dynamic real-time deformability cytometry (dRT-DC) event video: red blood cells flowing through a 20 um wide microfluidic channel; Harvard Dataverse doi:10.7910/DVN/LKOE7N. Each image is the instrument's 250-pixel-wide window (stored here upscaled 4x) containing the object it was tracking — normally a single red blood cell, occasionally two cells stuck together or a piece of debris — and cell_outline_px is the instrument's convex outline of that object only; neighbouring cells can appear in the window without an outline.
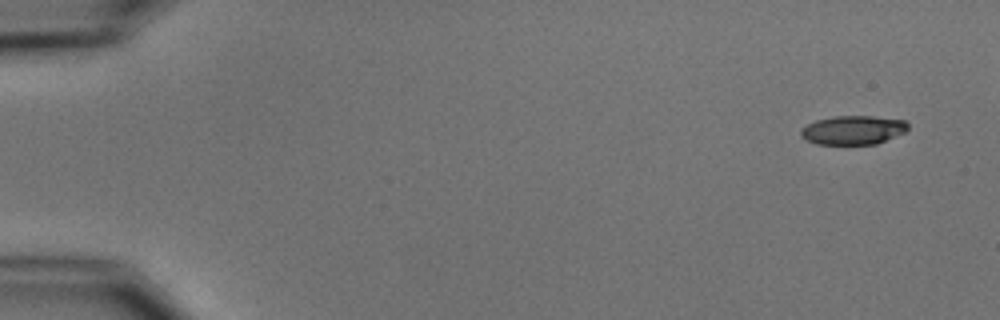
{"species": "common noctule bat (a hibernating species)", "species_latin": "Nyctalus noctula", "temperature_condition": "cold", "stored_images_in_passage": 5, "camera_frame_rate_fps": 3000, "um_per_image_px": 0.085, "animal": {"sex": "male", "body_mass_g": 15.6}, "frame": {"image": 1, "passage_image": 1, "time_ms": 0.0, "image_size_px": [1000, 320], "cell_outline_px": [[908, 128], [904, 132], [876, 144], [816, 144], [800, 136], [800, 128], [816, 120], [832, 116], [872, 116], [904, 120], [908, 124]], "centroid_in_image_um": [72.48, 11.05], "position_along_channel_um": 12.5, "area_um2": 17.98}}